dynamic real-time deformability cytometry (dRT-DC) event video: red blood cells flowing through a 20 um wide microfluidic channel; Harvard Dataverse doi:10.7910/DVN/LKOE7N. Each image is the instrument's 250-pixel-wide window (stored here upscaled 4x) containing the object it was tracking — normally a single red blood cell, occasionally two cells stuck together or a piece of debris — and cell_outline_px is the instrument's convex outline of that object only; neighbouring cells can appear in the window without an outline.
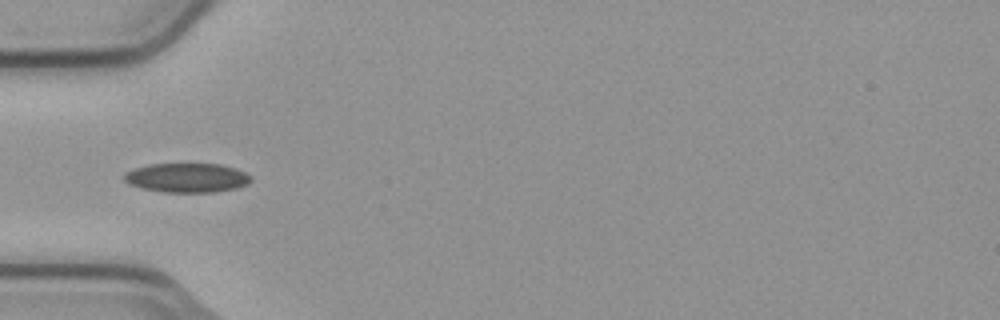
{"species": "common noctule bat (a hibernating species)", "species_latin": "Nyctalus noctula", "temperature_condition": "cold", "stored_images_in_passage": 1, "camera_frame_rate_fps": 3000, "um_per_image_px": 0.085, "animal": {"sex": "male", "body_mass_g": 23.1, "forearm_length_mm": 52.7}, "frame": {"image": 1, "passage_image": 1, "time_ms": 0.0, "image_size_px": [1000, 320], "cell_outline_px": [[252, 180], [248, 184], [236, 188], [216, 192], [164, 192], [140, 188], [128, 184], [124, 180], [124, 172], [148, 164], [220, 164], [236, 168], [252, 176]], "centroid_in_image_um": [15.89, 15.11], "position_along_channel_um": 69.1, "area_um2": 21.79}}